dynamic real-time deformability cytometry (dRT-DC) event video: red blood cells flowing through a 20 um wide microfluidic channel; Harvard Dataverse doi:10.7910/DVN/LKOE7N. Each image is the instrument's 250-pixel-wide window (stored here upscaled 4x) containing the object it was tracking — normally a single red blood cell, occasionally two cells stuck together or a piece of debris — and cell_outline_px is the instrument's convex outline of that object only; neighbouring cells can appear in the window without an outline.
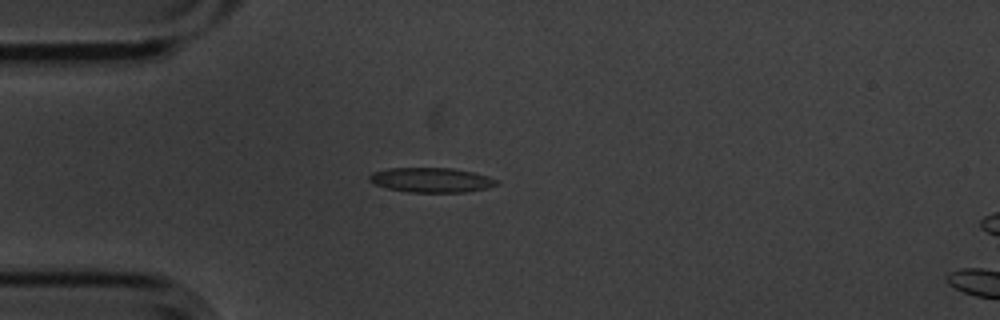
{"species": "common noctule bat (a hibernating species)", "species_latin": "Nyctalus noctula", "temperature_condition": "cold", "stored_images_in_passage": 5, "camera_frame_rate_fps": 3000, "um_per_image_px": 0.085, "animal": {"sex": "male", "body_mass_g": 20.1, "forearm_length_mm": 53.5}, "frame": {"image": 1, "passage_image": 4, "time_ms": 1.0, "image_size_px": [1000, 320], "cell_outline_px": [[496, 184], [484, 188], [464, 192], [408, 192], [384, 188], [372, 184], [368, 180], [368, 176], [372, 172], [388, 168], [452, 168], [472, 172], [488, 176], [496, 180]], "centroid_in_image_um": [36.54, 15.3], "position_along_channel_um": 48.5, "area_um2": 18.26}}